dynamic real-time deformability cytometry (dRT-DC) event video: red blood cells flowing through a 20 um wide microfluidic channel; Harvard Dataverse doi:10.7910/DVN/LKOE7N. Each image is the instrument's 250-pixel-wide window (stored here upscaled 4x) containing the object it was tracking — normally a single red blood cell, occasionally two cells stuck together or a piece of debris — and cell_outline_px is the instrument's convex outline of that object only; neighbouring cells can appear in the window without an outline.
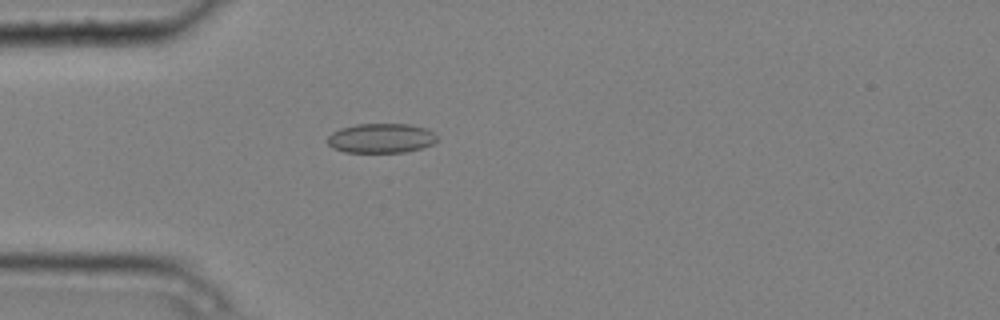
{"species": "common noctule bat (a hibernating species)", "species_latin": "Nyctalus noctula", "temperature_condition": "cold", "stored_images_in_passage": 4, "camera_frame_rate_fps": 3000, "um_per_image_px": 0.085, "animal": {"sex": "male", "body_mass_g": 20.4}, "frame": {"image": 1, "passage_image": 4, "time_ms": 1.0, "image_size_px": [1000, 320], "cell_outline_px": [[440, 136], [432, 144], [420, 148], [404, 152], [344, 152], [332, 148], [328, 144], [328, 136], [332, 132], [340, 128], [356, 124], [408, 124], [428, 128], [436, 132]], "centroid_in_image_um": [32.42, 11.74], "position_along_channel_um": 52.6, "area_um2": 19.07}}